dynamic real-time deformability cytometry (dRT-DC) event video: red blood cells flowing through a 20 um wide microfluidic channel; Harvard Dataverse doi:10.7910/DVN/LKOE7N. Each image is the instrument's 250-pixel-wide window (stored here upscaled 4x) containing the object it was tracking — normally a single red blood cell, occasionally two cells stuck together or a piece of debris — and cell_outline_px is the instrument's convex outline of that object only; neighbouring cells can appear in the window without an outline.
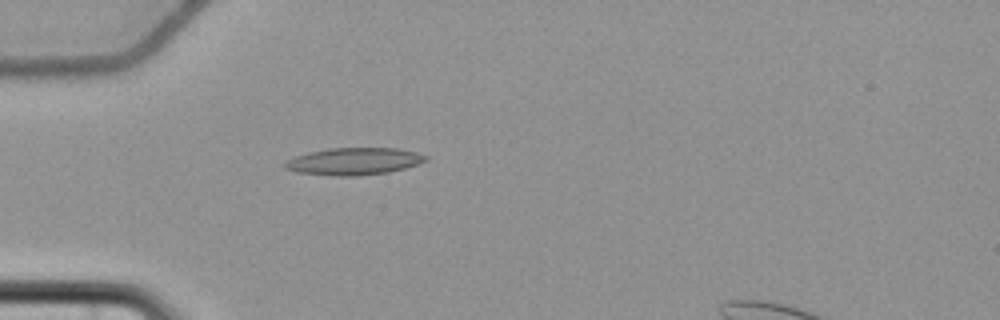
{"species": "common noctule bat (a hibernating species)", "species_latin": "Nyctalus noctula", "temperature_condition": "cold", "stored_images_in_passage": 2, "camera_frame_rate_fps": 3000, "um_per_image_px": 0.085, "animal": {"sex": "female", "body_mass_g": 22.7, "forearm_length_mm": 54.2}, "frame": {"image": 1, "passage_image": 2, "time_ms": 1.333, "image_size_px": [1000, 320], "cell_outline_px": [[428, 160], [420, 164], [388, 172], [356, 176], [340, 176], [296, 172], [284, 168], [284, 160], [308, 152], [328, 148], [400, 148], [416, 152], [428, 156]], "centroid_in_image_um": [30.09, 13.7], "position_along_channel_um": 54.9, "area_um2": 22.43}}